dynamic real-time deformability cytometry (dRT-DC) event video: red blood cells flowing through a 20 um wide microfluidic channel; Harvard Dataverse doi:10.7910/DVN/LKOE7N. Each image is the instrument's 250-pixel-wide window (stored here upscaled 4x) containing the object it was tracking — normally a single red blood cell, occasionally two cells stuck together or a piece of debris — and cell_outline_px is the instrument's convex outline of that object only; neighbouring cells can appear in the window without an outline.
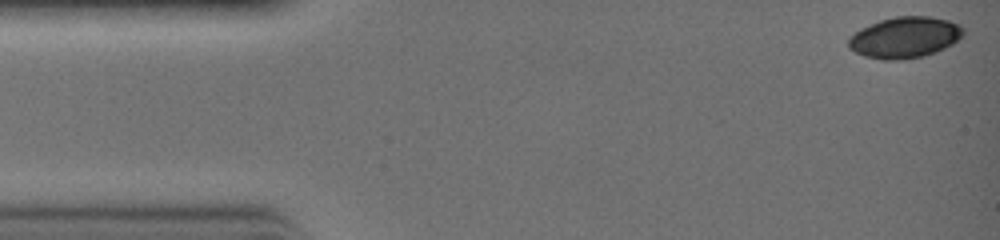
{"species": "common noctule bat (a hibernating species)", "species_latin": "Nyctalus noctula", "temperature_condition": "warm", "stored_images_in_passage": 30, "camera_frame_rate_fps": 3000, "um_per_image_px": 0.085, "animal": {"sex": "female", "body_mass_g": 19.0, "forearm_length_mm": 51.5}, "frame": {"image": 1, "passage_image": 1, "time_ms": 0.0, "image_size_px": [1000, 240], "cell_outline_px": [[964, 32], [952, 44], [932, 52], [920, 56], [888, 60], [884, 60], [864, 56], [848, 48], [848, 40], [860, 28], [880, 20], [896, 16], [928, 16], [948, 20], [964, 28]], "centroid_in_image_um": [76.86, 3.16], "position_along_channel_um": 8.1, "area_um2": 26.88}}
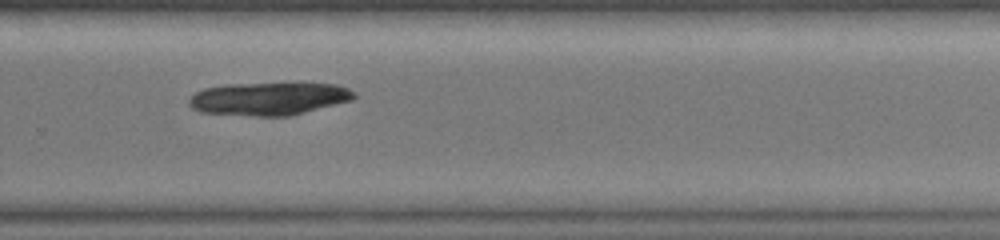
{"frame": {"image": 2, "passage_image": 21, "time_ms": 6.667, "image_size_px": [1000, 240], "cell_outline_px": [[356, 96], [352, 100], [288, 116], [256, 116], [200, 112], [192, 108], [188, 104], [188, 100], [196, 92], [204, 88], [228, 84], [336, 84], [348, 88], [356, 92]], "centroid_in_image_um": [22.83, 8.39], "position_along_channel_um": 307.0, "area_um2": 31.27}}
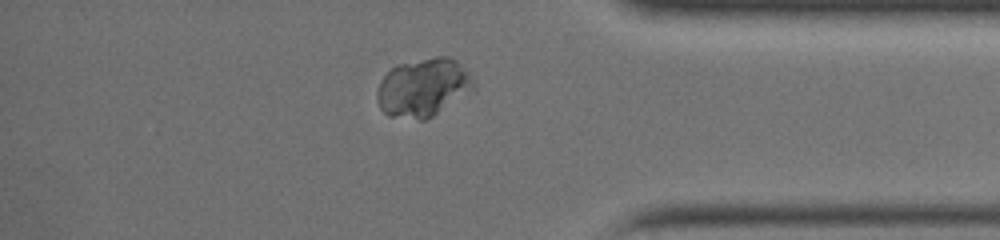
{"frame": {"image": 3, "passage_image": 26, "time_ms": 8.333, "image_size_px": [1000, 240], "cell_outline_px": [[476, 88], [472, 92], [432, 116], [424, 120], [420, 120], [388, 116], [380, 108], [376, 96], [376, 92], [380, 80], [396, 64], [436, 56], [452, 56], [468, 72], [476, 84]], "centroid_in_image_um": [35.99, 7.43], "position_along_channel_um": 399.2, "area_um2": 33.12}}